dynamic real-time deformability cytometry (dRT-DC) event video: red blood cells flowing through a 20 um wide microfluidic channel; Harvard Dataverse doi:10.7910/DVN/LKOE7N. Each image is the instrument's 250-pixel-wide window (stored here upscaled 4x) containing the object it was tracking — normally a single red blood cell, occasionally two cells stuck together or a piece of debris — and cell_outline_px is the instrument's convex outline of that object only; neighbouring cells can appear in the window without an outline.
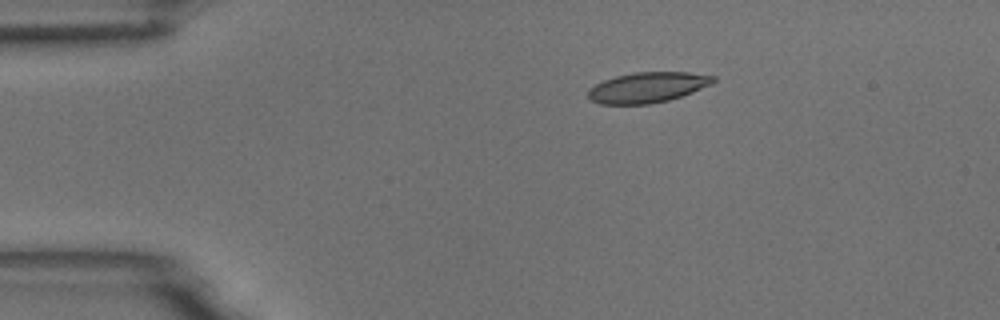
{"species": "common noctule bat (a hibernating species)", "species_latin": "Nyctalus noctula", "temperature_condition": "room temperature", "stored_images_in_passage": 5, "camera_frame_rate_fps": 3000, "um_per_image_px": 0.085, "animal": {"sex": "male", "body_mass_g": 18.8}, "frame": {"image": 1, "passage_image": 3, "time_ms": 0.667, "image_size_px": [1000, 320], "cell_outline_px": [[716, 80], [712, 84], [692, 92], [668, 100], [648, 104], [600, 104], [588, 100], [588, 88], [604, 80], [616, 76], [632, 72], [688, 72], [716, 76]], "centroid_in_image_um": [55.02, 7.42], "position_along_channel_um": 30.0, "area_um2": 22.25}}
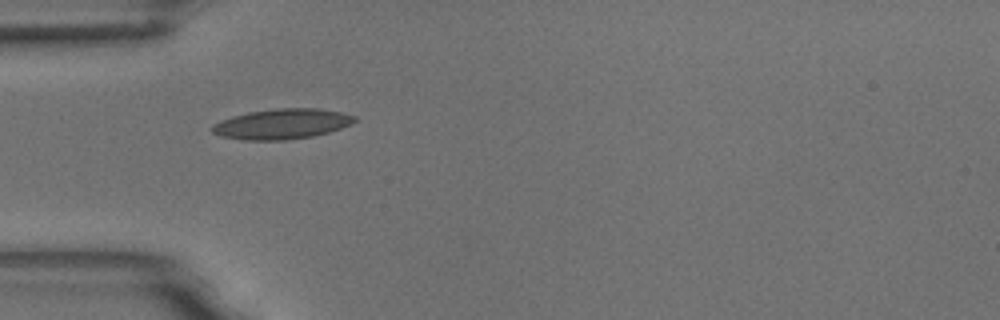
{"frame": {"image": 2, "passage_image": 5, "time_ms": 1.333, "image_size_px": [1000, 320], "cell_outline_px": [[356, 120], [352, 124], [328, 132], [312, 136], [284, 140], [244, 140], [220, 136], [212, 132], [212, 124], [220, 120], [232, 116], [248, 112], [280, 108], [320, 108], [340, 112], [356, 116]], "centroid_in_image_um": [23.95, 10.53], "position_along_channel_um": 61.1, "area_um2": 25.09}}